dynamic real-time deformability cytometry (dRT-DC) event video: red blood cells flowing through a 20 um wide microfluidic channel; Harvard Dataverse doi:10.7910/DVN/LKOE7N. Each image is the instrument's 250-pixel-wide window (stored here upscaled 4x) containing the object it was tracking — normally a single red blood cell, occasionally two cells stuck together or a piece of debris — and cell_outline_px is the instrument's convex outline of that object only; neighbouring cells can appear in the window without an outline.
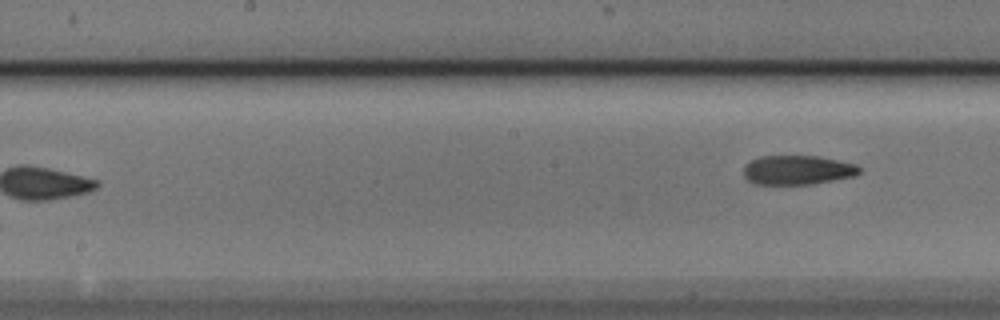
{"species": "Egyptian fruit bat (a non-hibernating species)", "species_latin": "Rousettus aegyptiacus", "temperature_condition": "cold", "stored_images_in_passage": 6, "camera_frame_rate_fps": 3000, "um_per_image_px": 0.085, "animal": {"sex": "male"}, "frame": {"image": 1, "passage_image": 6, "time_ms": 1.667, "image_size_px": [1000, 320], "cell_outline_px": [[860, 172], [852, 176], [812, 184], [752, 184], [744, 176], [744, 168], [752, 160], [760, 156], [816, 156], [856, 164], [860, 168]], "centroid_in_image_um": [67.76, 14.45], "position_along_channel_um": 180.4, "area_um2": 19.48}}